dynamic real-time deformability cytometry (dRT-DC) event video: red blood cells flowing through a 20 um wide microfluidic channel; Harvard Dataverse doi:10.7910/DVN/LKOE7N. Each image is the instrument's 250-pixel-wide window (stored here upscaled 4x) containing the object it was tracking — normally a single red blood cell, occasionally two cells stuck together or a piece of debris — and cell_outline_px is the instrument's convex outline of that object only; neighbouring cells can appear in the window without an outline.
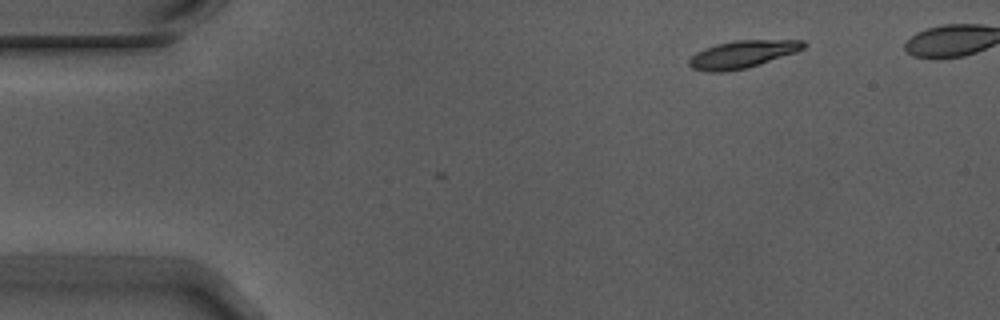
{"species": "Egyptian fruit bat (a non-hibernating species)", "species_latin": "Rousettus aegyptiacus", "temperature_condition": "warm", "stored_images_in_passage": 2, "camera_frame_rate_fps": 3000, "um_per_image_px": 0.085, "animal": {"sex": "male"}, "frame": {"image": 1, "passage_image": 2, "time_ms": 0.333, "image_size_px": [1000, 320], "cell_outline_px": [[808, 44], [804, 48], [796, 52], [744, 68], [724, 72], [708, 72], [692, 68], [688, 64], [688, 60], [696, 52], [704, 48], [716, 44], [736, 40], [804, 40]], "centroid_in_image_um": [63.08, 4.6], "position_along_channel_um": 21.9, "area_um2": 18.15}}